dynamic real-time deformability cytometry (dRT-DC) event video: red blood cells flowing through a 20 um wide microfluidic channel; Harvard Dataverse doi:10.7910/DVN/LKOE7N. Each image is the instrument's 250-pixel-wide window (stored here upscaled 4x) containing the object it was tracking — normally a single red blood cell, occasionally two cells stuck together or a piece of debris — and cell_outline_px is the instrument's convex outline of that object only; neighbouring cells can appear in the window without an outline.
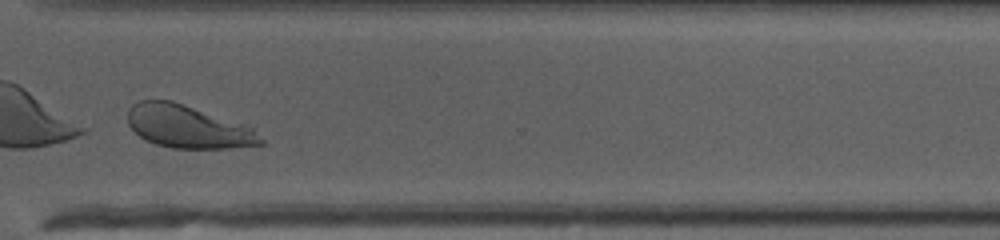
{"species": "human", "species_latin": "Homo sapiens", "temperature_condition": "cold", "stored_images_in_passage": 38, "camera_frame_rate_fps": 3000, "um_per_image_px": 0.085, "donor": {"sex": "female"}, "frame": {"image": 1, "passage_image": 29, "time_ms": 9.333, "image_size_px": [1000, 240], "cell_outline_px": [[264, 144], [228, 148], [172, 148], [156, 144], [144, 140], [128, 124], [128, 108], [132, 104], [140, 100], [172, 100], [244, 124], [252, 128], [264, 140]], "centroid_in_image_um": [15.95, 10.76], "position_along_channel_um": 354.7, "area_um2": 33.06}}